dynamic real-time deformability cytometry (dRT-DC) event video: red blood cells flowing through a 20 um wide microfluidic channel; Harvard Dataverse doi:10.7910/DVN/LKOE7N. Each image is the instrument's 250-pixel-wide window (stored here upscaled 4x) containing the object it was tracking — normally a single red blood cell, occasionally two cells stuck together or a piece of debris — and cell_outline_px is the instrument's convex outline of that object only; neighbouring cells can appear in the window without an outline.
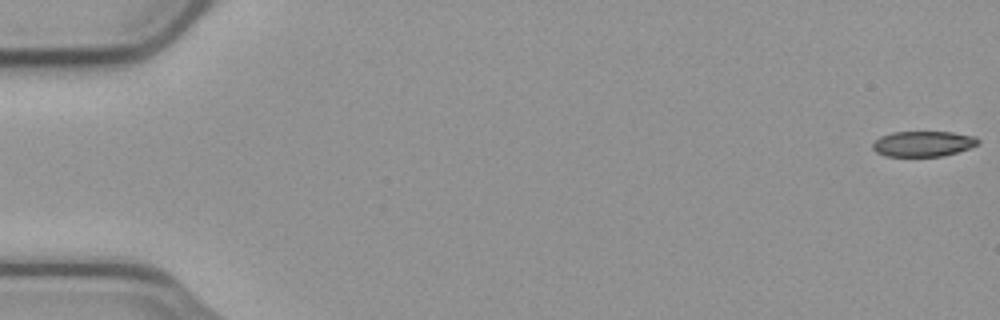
{"species": "common noctule bat (a hibernating species)", "species_latin": "Nyctalus noctula", "temperature_condition": "cold", "stored_images_in_passage": 52, "camera_frame_rate_fps": 3000, "um_per_image_px": 0.085, "animal": {"sex": "male", "body_mass_g": 23.1, "forearm_length_mm": 52.7}, "frame": {"image": 1, "passage_image": 1, "time_ms": 0.0, "image_size_px": [1000, 320], "cell_outline_px": [[980, 144], [956, 152], [940, 156], [884, 156], [876, 152], [872, 148], [872, 140], [880, 136], [892, 132], [952, 132], [976, 136], [980, 140]], "centroid_in_image_um": [78.43, 12.21], "position_along_channel_um": 6.6, "area_um2": 15.78}}
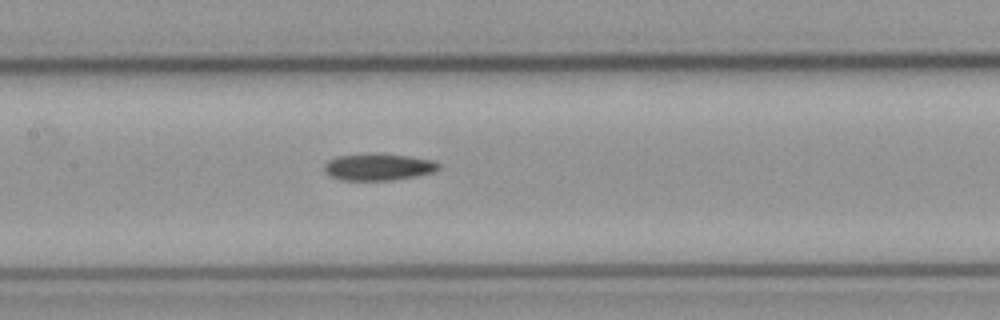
{"frame": {"image": 2, "passage_image": 27, "time_ms": 8.667, "image_size_px": [1000, 320], "cell_outline_px": [[440, 168], [432, 172], [416, 176], [392, 180], [340, 180], [324, 172], [324, 164], [328, 160], [336, 156], [408, 156], [432, 160], [440, 164]], "centroid_in_image_um": [32.15, 14.24], "position_along_channel_um": 175.2, "area_um2": 17.05}}
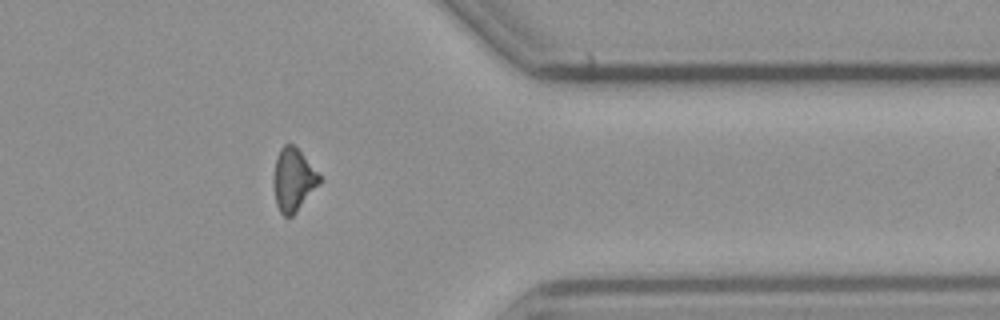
{"frame": {"image": 3, "passage_image": 45, "time_ms": 14.667, "image_size_px": [1000, 320], "cell_outline_px": [[320, 184], [296, 212], [292, 216], [284, 216], [280, 212], [276, 204], [272, 180], [276, 156], [280, 148], [284, 144], [292, 144], [300, 152], [320, 176]], "centroid_in_image_um": [24.89, 15.29], "position_along_channel_um": 386.5, "area_um2": 16.7}}